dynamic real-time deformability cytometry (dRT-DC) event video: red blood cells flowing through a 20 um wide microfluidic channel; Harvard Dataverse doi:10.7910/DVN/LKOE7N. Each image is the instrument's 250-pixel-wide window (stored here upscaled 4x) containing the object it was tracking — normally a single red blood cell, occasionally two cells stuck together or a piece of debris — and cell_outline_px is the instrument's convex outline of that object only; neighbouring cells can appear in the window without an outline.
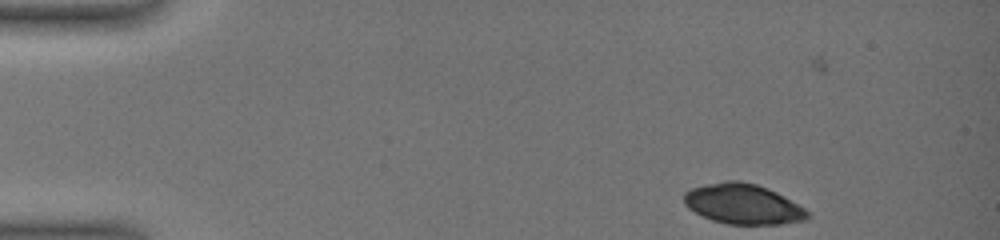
{"species": "common noctule bat (a hibernating species)", "species_latin": "Nyctalus noctula", "temperature_condition": "warm", "stored_images_in_passage": 5, "camera_frame_rate_fps": 3000, "um_per_image_px": 0.085, "animal": {"sex": "female", "body_mass_g": 19.0, "forearm_length_mm": 51.5}, "frame": {"image": 1, "passage_image": 1, "time_ms": 0.0, "image_size_px": [1000, 240], "cell_outline_px": [[808, 220], [780, 224], [728, 224], [712, 220], [688, 208], [684, 204], [684, 192], [692, 188], [724, 180], [740, 180], [756, 184], [768, 188], [784, 196], [804, 208], [808, 212]], "centroid_in_image_um": [63.16, 17.34], "position_along_channel_um": 21.8, "area_um2": 28.84}}
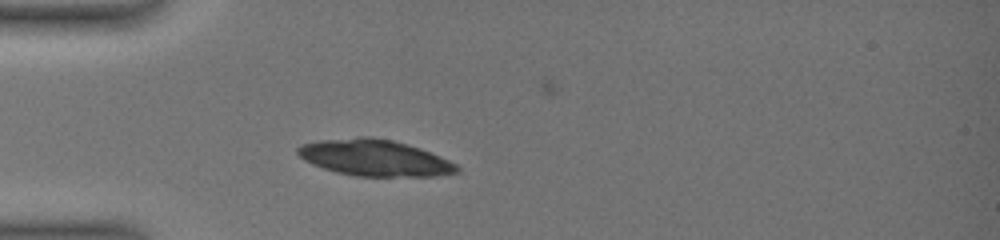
{"frame": {"image": 2, "passage_image": 4, "time_ms": 3.333, "image_size_px": [1000, 240], "cell_outline_px": [[460, 172], [436, 176], [356, 176], [336, 172], [312, 164], [304, 160], [296, 152], [296, 148], [300, 144], [320, 140], [360, 136], [372, 136], [392, 140], [408, 144], [420, 148], [440, 156], [456, 164], [460, 168]], "centroid_in_image_um": [31.83, 13.41], "position_along_channel_um": 53.2, "area_um2": 33.87}}